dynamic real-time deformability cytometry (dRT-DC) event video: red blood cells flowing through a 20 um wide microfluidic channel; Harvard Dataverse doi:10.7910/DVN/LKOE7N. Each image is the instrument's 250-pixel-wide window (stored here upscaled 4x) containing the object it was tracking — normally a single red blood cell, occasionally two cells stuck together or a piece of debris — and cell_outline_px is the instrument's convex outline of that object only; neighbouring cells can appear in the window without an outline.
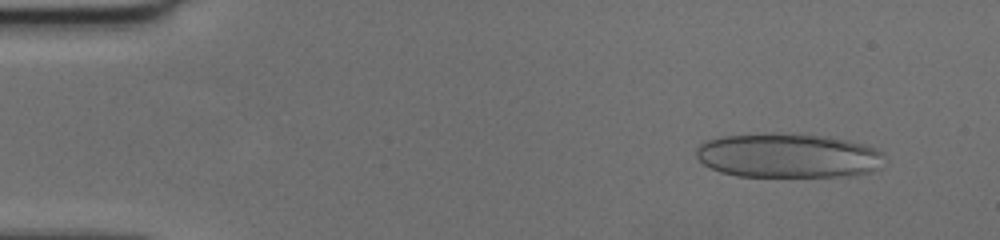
{"species": "human", "species_latin": "Homo sapiens", "temperature_condition": "cold", "stored_images_in_passage": 56, "camera_frame_rate_fps": 3000, "um_per_image_px": 0.085, "donor": {"sex": "female"}, "frame": {"image": 1, "passage_image": 5, "time_ms": 1.333, "image_size_px": [1000, 240], "cell_outline_px": [[884, 152], [880, 168], [872, 172], [852, 176], [736, 176], [720, 172], [704, 164], [696, 156], [696, 148], [700, 144], [708, 140], [724, 136], [764, 132], [780, 132], [832, 136], [864, 144], [876, 148]], "centroid_in_image_um": [67.02, 13.21], "position_along_channel_um": 18.0, "area_um2": 49.48}}
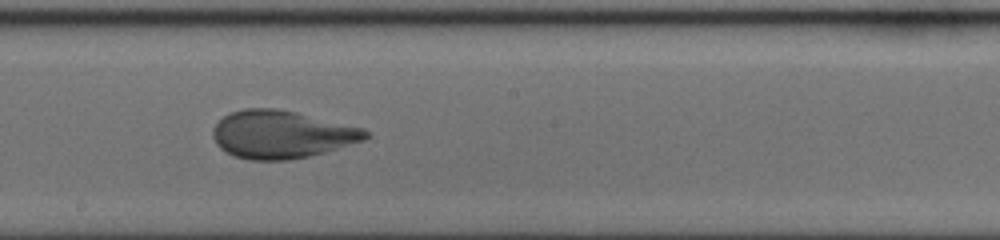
{"frame": {"image": 2, "passage_image": 31, "time_ms": 10.0, "image_size_px": [1000, 240], "cell_outline_px": [[368, 136], [364, 140], [324, 152], [308, 156], [288, 160], [248, 160], [232, 156], [220, 148], [216, 144], [212, 136], [212, 128], [228, 112], [244, 108], [276, 108], [296, 112], [364, 128], [368, 132]], "centroid_in_image_um": [23.88, 11.42], "position_along_channel_um": 224.3, "area_um2": 42.6}}
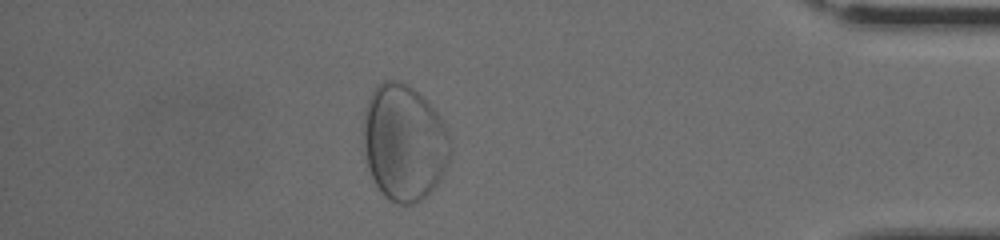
{"frame": {"image": 3, "passage_image": 49, "time_ms": 16.0, "image_size_px": [1000, 240], "cell_outline_px": [[448, 156], [444, 172], [440, 180], [416, 204], [396, 204], [388, 200], [380, 192], [368, 168], [364, 148], [364, 108], [376, 84], [384, 80], [404, 80], [420, 92], [428, 100], [436, 112], [448, 136]], "centroid_in_image_um": [34.3, 12.08], "position_along_channel_um": 400.9, "area_um2": 58.78}}